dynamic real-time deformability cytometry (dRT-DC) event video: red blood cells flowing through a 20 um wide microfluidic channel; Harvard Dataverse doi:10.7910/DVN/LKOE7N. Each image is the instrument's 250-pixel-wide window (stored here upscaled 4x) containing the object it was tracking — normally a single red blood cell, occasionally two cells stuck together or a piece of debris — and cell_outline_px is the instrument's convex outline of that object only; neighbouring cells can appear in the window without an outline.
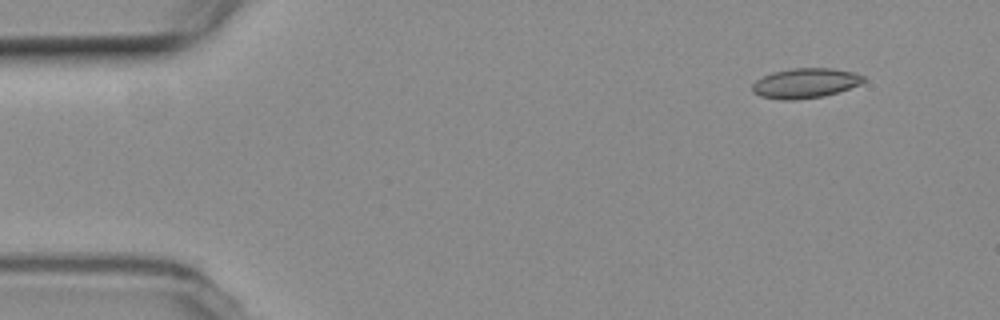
{"species": "common noctule bat (a hibernating species)", "species_latin": "Nyctalus noctula", "temperature_condition": "room temperature", "stored_images_in_passage": 4, "camera_frame_rate_fps": 3000, "um_per_image_px": 0.085, "animal": {"sex": "female", "body_mass_g": 19.3, "forearm_length_mm": 54.1}, "frame": {"image": 1, "passage_image": 1, "time_ms": 0.0, "image_size_px": [1000, 320], "cell_outline_px": [[864, 80], [860, 84], [824, 96], [796, 100], [780, 100], [760, 96], [752, 92], [752, 84], [756, 80], [772, 72], [792, 68], [832, 68], [852, 72], [864, 76]], "centroid_in_image_um": [68.4, 7.07], "position_along_channel_um": 16.6, "area_um2": 19.31}}
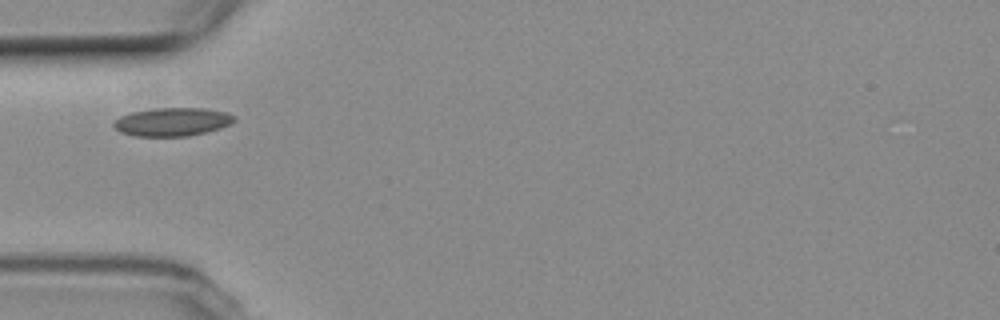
{"frame": {"image": 2, "passage_image": 4, "time_ms": 4.333, "image_size_px": [1000, 320], "cell_outline_px": [[236, 120], [232, 124], [208, 132], [188, 136], [136, 136], [120, 132], [112, 124], [120, 116], [132, 112], [156, 108], [204, 108], [228, 112], [236, 116]], "centroid_in_image_um": [14.71, 10.35], "position_along_channel_um": 70.3, "area_um2": 20.06}}